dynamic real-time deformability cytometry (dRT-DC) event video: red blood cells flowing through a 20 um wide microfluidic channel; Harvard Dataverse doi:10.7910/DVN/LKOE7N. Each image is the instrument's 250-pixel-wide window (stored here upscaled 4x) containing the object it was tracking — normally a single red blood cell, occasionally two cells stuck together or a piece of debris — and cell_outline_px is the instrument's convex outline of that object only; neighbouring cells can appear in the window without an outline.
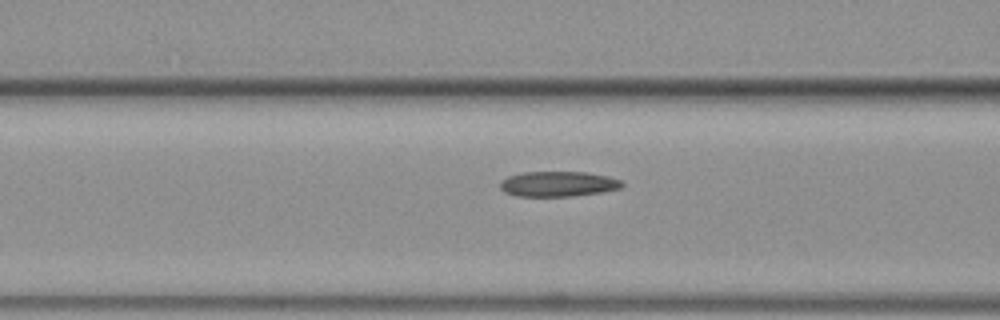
{"species": "common noctule bat (a hibernating species)", "species_latin": "Nyctalus noctula", "temperature_condition": "warm", "stored_images_in_passage": 17, "camera_frame_rate_fps": 3000, "um_per_image_px": 0.085, "animal": {"sex": "female", "body_mass_g": 19.3, "forearm_length_mm": 54.1}, "frame": {"image": 1, "passage_image": 15, "time_ms": 4.667, "image_size_px": [1000, 320], "cell_outline_px": [[624, 184], [620, 188], [600, 192], [572, 196], [516, 196], [504, 192], [500, 188], [500, 180], [508, 176], [520, 172], [584, 172], [608, 176], [620, 180]], "centroid_in_image_um": [47.39, 15.63], "position_along_channel_um": 119.2, "area_um2": 17.92}}